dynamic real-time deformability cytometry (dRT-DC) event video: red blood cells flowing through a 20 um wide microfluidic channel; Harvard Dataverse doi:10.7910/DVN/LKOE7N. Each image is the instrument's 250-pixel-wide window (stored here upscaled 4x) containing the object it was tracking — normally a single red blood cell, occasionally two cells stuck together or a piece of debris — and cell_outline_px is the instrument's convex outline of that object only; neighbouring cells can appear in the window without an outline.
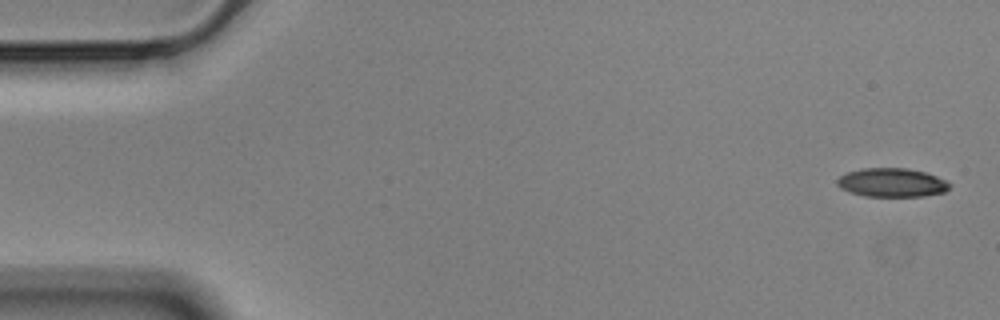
{"species": "Egyptian fruit bat (a non-hibernating species)", "species_latin": "Rousettus aegyptiacus", "temperature_condition": "cold", "stored_images_in_passage": 55, "camera_frame_rate_fps": 3000, "um_per_image_px": 0.085, "animal": {"sex": "male"}, "frame": {"image": 1, "passage_image": 1, "time_ms": 0.0, "image_size_px": [1000, 320], "cell_outline_px": [[952, 184], [944, 192], [924, 196], [864, 196], [848, 192], [840, 188], [836, 184], [836, 180], [840, 176], [848, 172], [860, 168], [908, 168], [924, 172], [936, 176]], "centroid_in_image_um": [75.77, 15.52], "position_along_channel_um": 9.2, "area_um2": 18.9}}
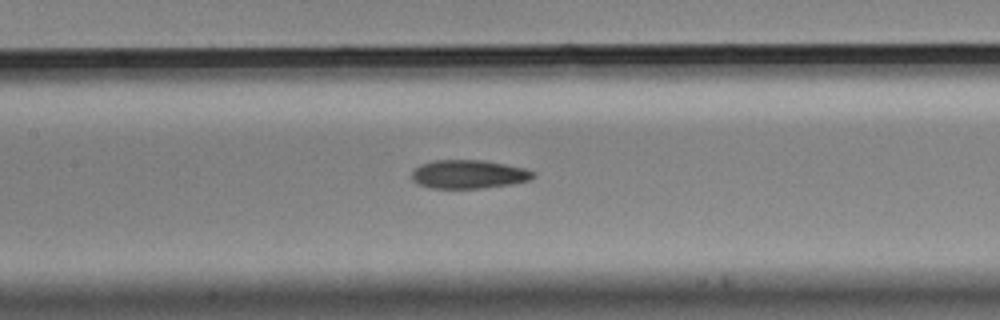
{"frame": {"image": 2, "passage_image": 25, "time_ms": 8.0, "image_size_px": [1000, 320], "cell_outline_px": [[536, 176], [532, 180], [512, 184], [480, 188], [432, 188], [416, 184], [412, 180], [412, 172], [420, 164], [432, 160], [484, 160], [528, 168], [536, 172]], "centroid_in_image_um": [39.89, 14.8], "position_along_channel_um": 167.5, "area_um2": 20.58}}
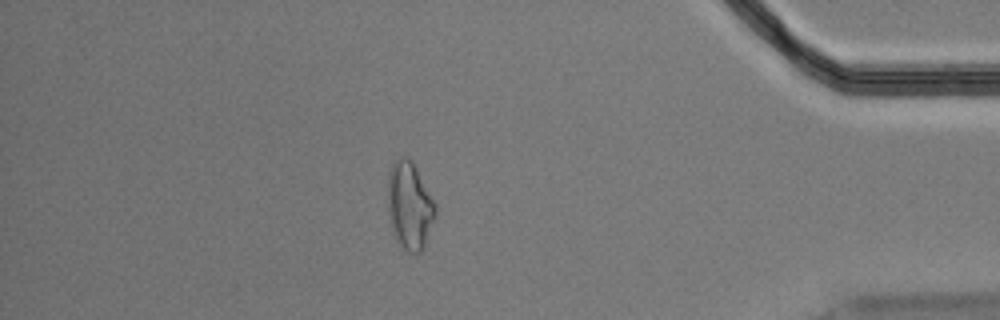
{"frame": {"image": 3, "passage_image": 48, "time_ms": 15.667, "image_size_px": [1000, 320], "cell_outline_px": [[436, 216], [424, 248], [420, 252], [404, 252], [392, 232], [388, 220], [388, 172], [392, 164], [400, 156], [404, 156], [412, 160], [436, 204]], "centroid_in_image_um": [34.81, 17.5], "position_along_channel_um": 400.4, "area_um2": 24.68}, "authors_computed_cell_mechanics": {"area_um2": 20.6924, "velocity_mm_per_s": 3.5469, "shape_relaxation_time_tau1_ms": null, "shape_relaxation_time_tau2_ms": 6.1658, "deformation_change_tau1": null, "deformation_change_tau2": 0.152}}